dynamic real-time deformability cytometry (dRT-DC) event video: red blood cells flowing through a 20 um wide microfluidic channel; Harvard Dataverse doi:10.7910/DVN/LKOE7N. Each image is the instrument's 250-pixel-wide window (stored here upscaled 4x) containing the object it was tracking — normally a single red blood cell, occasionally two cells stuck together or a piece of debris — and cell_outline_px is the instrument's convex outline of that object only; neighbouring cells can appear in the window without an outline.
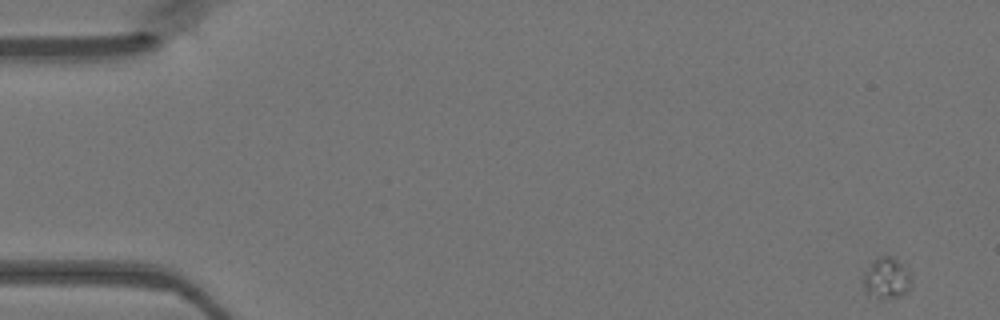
{"species": "Egyptian fruit bat (a non-hibernating species)", "species_latin": "Rousettus aegyptiacus", "temperature_condition": "warm", "stored_images_in_passage": 48, "camera_frame_rate_fps": 3000, "um_per_image_px": 0.085, "animal": {"sex": "female"}, "frame": {"image": 1, "passage_image": 1, "time_ms": 0.0, "image_size_px": [1000, 320], "cell_outline_px": [[912, 284], [908, 292], [900, 296], [880, 296], [868, 292], [864, 288], [864, 272], [872, 260], [880, 256], [892, 256], [908, 272], [912, 280]], "centroid_in_image_um": [75.38, 23.6], "position_along_channel_um": 9.6, "area_um2": 10.98}}